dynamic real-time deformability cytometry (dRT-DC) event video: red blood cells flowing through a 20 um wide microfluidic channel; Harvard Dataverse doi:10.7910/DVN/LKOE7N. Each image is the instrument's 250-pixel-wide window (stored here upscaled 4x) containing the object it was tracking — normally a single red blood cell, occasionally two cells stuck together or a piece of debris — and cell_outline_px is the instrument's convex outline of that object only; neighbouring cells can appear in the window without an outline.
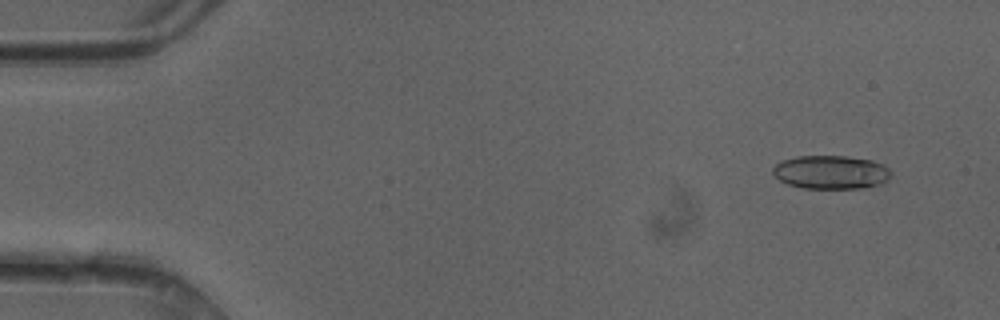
{"species": "common noctule bat (a hibernating species)", "species_latin": "Nyctalus noctula", "temperature_condition": "cold", "stored_images_in_passage": 19, "camera_frame_rate_fps": 3000, "um_per_image_px": 0.085, "animal": {"sex": "female"}, "frame": {"image": 1, "passage_image": 4, "time_ms": 1.0, "image_size_px": [1000, 320], "cell_outline_px": [[892, 176], [888, 180], [880, 184], [864, 188], [804, 188], [788, 184], [780, 180], [772, 172], [772, 168], [780, 160], [796, 156], [844, 156], [872, 160], [888, 168], [892, 172]], "centroid_in_image_um": [70.63, 14.63], "position_along_channel_um": 14.4, "area_um2": 23.18}}
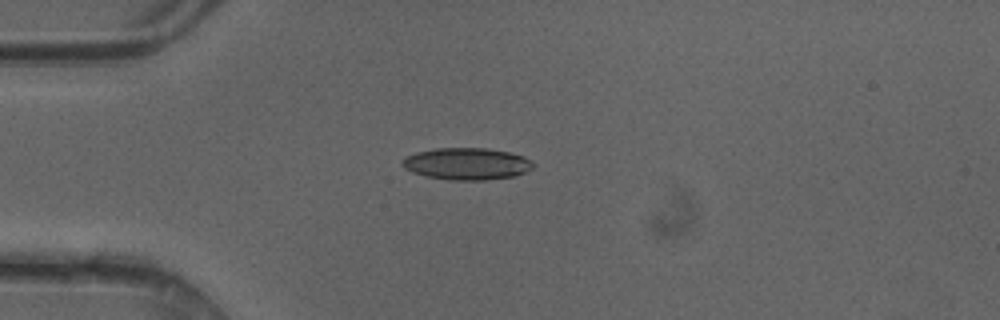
{"frame": {"image": 2, "passage_image": 13, "time_ms": 4.0, "image_size_px": [1000, 320], "cell_outline_px": [[536, 164], [532, 168], [516, 176], [488, 180], [452, 180], [428, 176], [412, 172], [404, 168], [400, 164], [400, 160], [416, 152], [436, 148], [488, 148], [508, 152], [524, 156]], "centroid_in_image_um": [39.68, 13.92], "position_along_channel_um": 45.3, "area_um2": 24.45}}
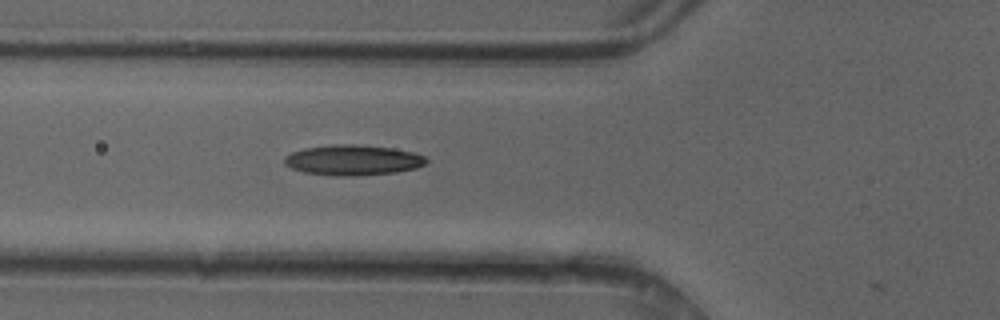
{"frame": {"image": 3, "passage_image": 18, "time_ms": 5.667, "image_size_px": [1000, 320], "cell_outline_px": [[428, 160], [424, 164], [416, 168], [396, 172], [356, 176], [332, 176], [304, 172], [292, 168], [284, 164], [284, 156], [292, 152], [304, 148], [332, 144], [352, 144], [392, 148], [412, 152], [424, 156]], "centroid_in_image_um": [29.97, 13.61], "position_along_channel_um": 95.8, "area_um2": 25.14}}